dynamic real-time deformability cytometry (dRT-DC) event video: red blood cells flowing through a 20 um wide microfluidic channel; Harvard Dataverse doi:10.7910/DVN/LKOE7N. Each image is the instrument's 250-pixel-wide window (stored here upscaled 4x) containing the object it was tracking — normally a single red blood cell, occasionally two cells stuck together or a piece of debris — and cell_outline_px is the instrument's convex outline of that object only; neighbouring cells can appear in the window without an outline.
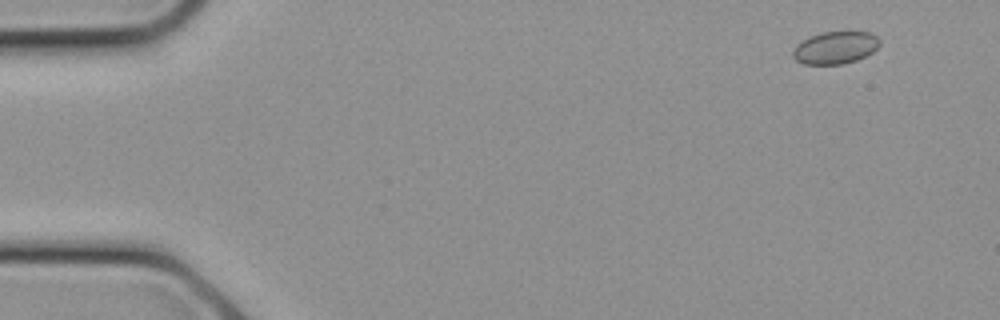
{"species": "common noctule bat (a hibernating species)", "species_latin": "Nyctalus noctula", "temperature_condition": "cold", "stored_images_in_passage": 25, "camera_frame_rate_fps": 3000, "um_per_image_px": 0.085, "animal": {"sex": "female", "body_mass_g": 21.9}, "frame": {"image": 1, "passage_image": 2, "time_ms": 0.333, "image_size_px": [1000, 320], "cell_outline_px": [[880, 44], [872, 52], [856, 60], [844, 64], [804, 64], [796, 60], [792, 56], [792, 52], [796, 44], [812, 36], [824, 32], [868, 32], [876, 36], [880, 40]], "centroid_in_image_um": [70.99, 4.06], "position_along_channel_um": 14.0, "area_um2": 16.18}}
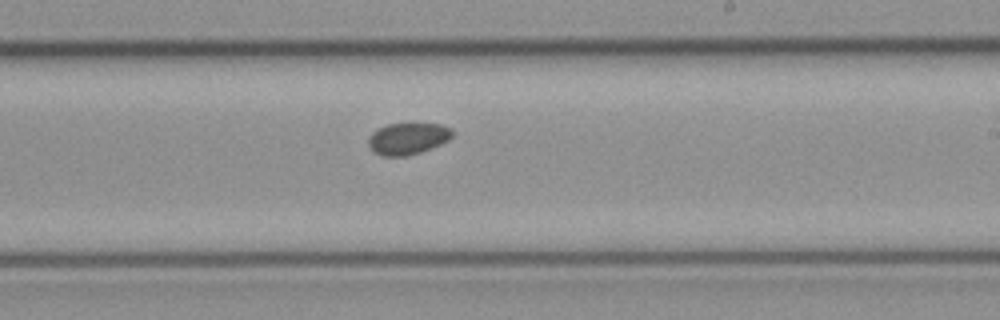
{"frame": {"image": 2, "passage_image": 15, "time_ms": 4.667, "image_size_px": [1000, 320], "cell_outline_px": [[452, 136], [448, 140], [440, 144], [420, 152], [408, 156], [380, 156], [372, 152], [368, 144], [368, 136], [376, 128], [388, 124], [440, 124], [452, 128]], "centroid_in_image_um": [34.61, 11.79], "position_along_channel_um": 254.4, "area_um2": 15.61}}
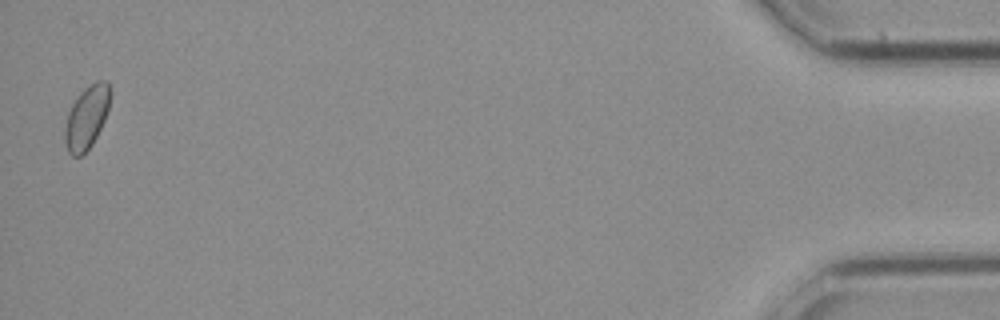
{"frame": {"image": 3, "passage_image": 25, "time_ms": 8.0, "image_size_px": [1000, 320], "cell_outline_px": [[112, 92], [108, 108], [104, 120], [92, 144], [80, 156], [72, 156], [68, 152], [64, 140], [64, 132], [68, 112], [72, 104], [80, 92], [84, 88], [96, 80], [108, 80]], "centroid_in_image_um": [7.37, 9.93], "position_along_channel_um": 427.8, "area_um2": 16.7}}